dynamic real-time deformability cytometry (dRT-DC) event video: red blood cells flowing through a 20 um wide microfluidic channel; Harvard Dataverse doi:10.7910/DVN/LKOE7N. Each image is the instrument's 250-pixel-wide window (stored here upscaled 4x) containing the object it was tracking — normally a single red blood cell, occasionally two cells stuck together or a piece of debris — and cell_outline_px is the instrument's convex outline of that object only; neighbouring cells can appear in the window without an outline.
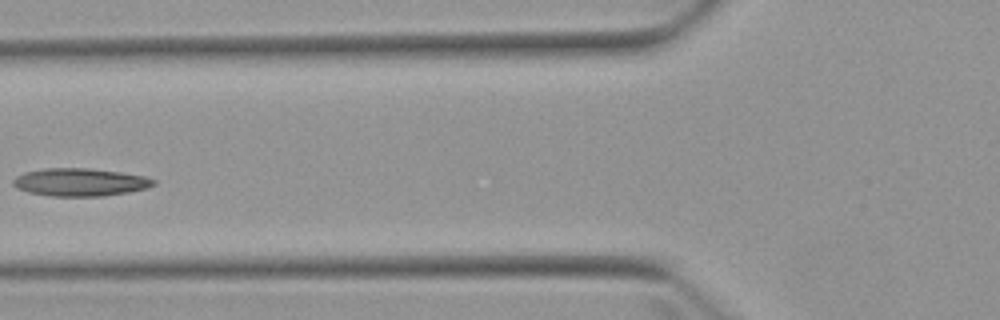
{"species": "Egyptian fruit bat (a non-hibernating species)", "species_latin": "Rousettus aegyptiacus", "temperature_condition": "warm", "stored_images_in_passage": 5, "camera_frame_rate_fps": 3000, "um_per_image_px": 0.085, "animal": {"sex": "female"}, "frame": {"image": 1, "passage_image": 5, "time_ms": 5.667, "image_size_px": [1000, 320], "cell_outline_px": [[156, 184], [148, 188], [128, 192], [104, 196], [52, 196], [28, 192], [16, 188], [12, 184], [12, 180], [16, 176], [24, 172], [44, 168], [88, 168], [120, 172], [144, 176], [156, 180]], "centroid_in_image_um": [6.8, 15.48], "position_along_channel_um": 119.0, "area_um2": 22.89}}